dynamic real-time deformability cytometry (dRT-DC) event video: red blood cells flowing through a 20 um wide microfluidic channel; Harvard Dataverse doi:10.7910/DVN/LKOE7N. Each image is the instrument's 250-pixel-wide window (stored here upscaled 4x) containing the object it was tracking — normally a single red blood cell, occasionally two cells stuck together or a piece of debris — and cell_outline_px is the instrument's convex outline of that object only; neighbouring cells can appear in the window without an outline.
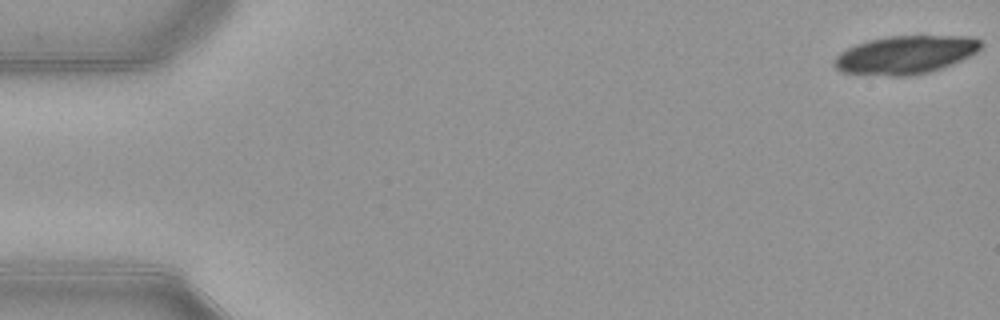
{"species": "common noctule bat (a hibernating species)", "species_latin": "Nyctalus noctula", "temperature_condition": "warm", "stored_images_in_passage": 52, "camera_frame_rate_fps": 3000, "um_per_image_px": 0.085, "animal": {"sex": "female", "body_mass_g": 21.9}, "frame": {"image": 1, "passage_image": 1, "time_ms": 0.0, "image_size_px": [1000, 320], "cell_outline_px": [[984, 44], [976, 52], [952, 64], [916, 76], [892, 76], [840, 72], [832, 64], [832, 60], [840, 52], [856, 44], [868, 40], [888, 36], [968, 36], [980, 40]], "centroid_in_image_um": [76.93, 4.66], "position_along_channel_um": 8.1, "area_um2": 32.71}}
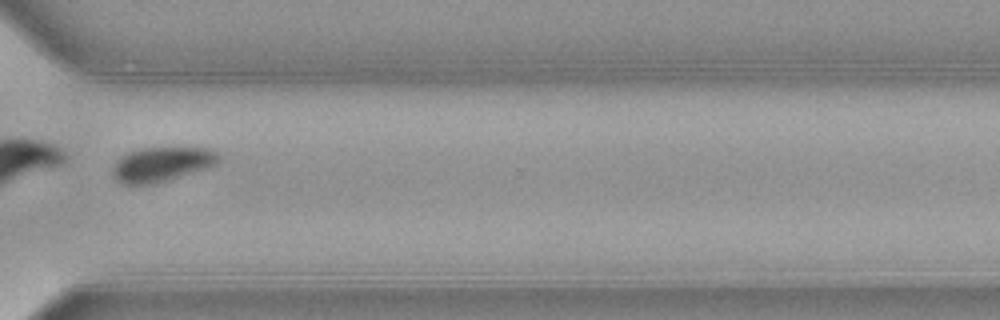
{"frame": {"image": 2, "passage_image": 40, "time_ms": 13.0, "image_size_px": [1000, 320], "cell_outline_px": [[220, 160], [216, 164], [208, 168], [156, 184], [120, 184], [112, 176], [112, 168], [116, 160], [120, 156], [128, 152], [140, 148], [212, 148], [220, 156]], "centroid_in_image_um": [13.73, 13.97], "position_along_channel_um": 356.9, "area_um2": 21.68}, "authors_computed_cell_mechanics": {"area_um2": 25.4898, "velocity_mm_per_s": 3.8995, "shape_relaxation_time_tau1_ms": 2.5331, "shape_relaxation_time_tau2_ms": null, "deformation_change_tau1": 0.1126, "deformation_change_tau2": null}}